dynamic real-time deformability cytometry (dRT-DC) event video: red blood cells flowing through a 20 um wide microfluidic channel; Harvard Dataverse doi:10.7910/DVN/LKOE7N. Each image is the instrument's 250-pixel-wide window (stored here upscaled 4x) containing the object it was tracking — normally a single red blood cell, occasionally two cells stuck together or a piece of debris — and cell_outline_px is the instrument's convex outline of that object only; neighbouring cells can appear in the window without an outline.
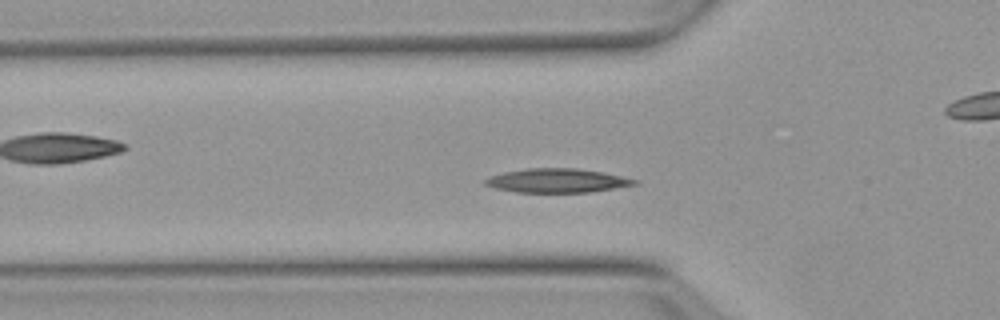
{"species": "Egyptian fruit bat (a non-hibernating species)", "species_latin": "Rousettus aegyptiacus", "temperature_condition": "warm", "stored_images_in_passage": 43, "camera_frame_rate_fps": 3000, "um_per_image_px": 0.085, "animal": {"sex": "female"}, "frame": {"image": 1, "passage_image": 12, "time_ms": 3.667, "image_size_px": [1000, 320], "cell_outline_px": [[640, 180], [636, 184], [592, 192], [516, 192], [496, 188], [484, 184], [484, 180], [492, 176], [504, 172], [528, 168], [576, 168], [604, 172]], "centroid_in_image_um": [47.39, 15.35], "position_along_channel_um": 78.4, "area_um2": 20.75}}
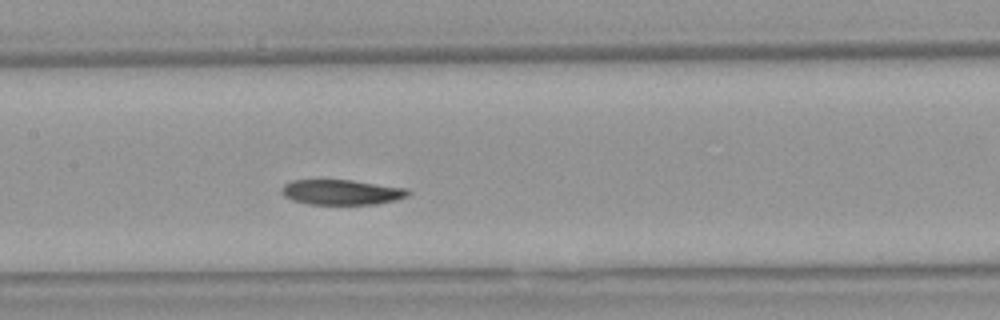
{"frame": {"image": 2, "passage_image": 20, "time_ms": 6.333, "image_size_px": [1000, 320], "cell_outline_px": [[412, 192], [408, 196], [396, 200], [376, 204], [308, 204], [292, 200], [284, 196], [280, 192], [280, 188], [284, 184], [292, 180], [352, 180], [408, 188]], "centroid_in_image_um": [29.04, 16.33], "position_along_channel_um": 178.4, "area_um2": 18.73}}
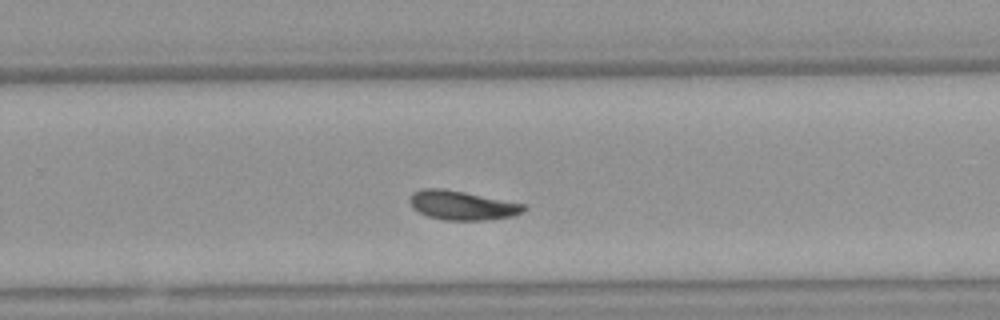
{"frame": {"image": 3, "passage_image": 29, "time_ms": 9.333, "image_size_px": [1000, 320], "cell_outline_px": [[528, 208], [524, 212], [516, 216], [484, 220], [444, 220], [428, 216], [412, 208], [408, 200], [412, 192], [424, 188], [444, 188], [524, 204]], "centroid_in_image_um": [39.28, 17.45], "position_along_channel_um": 290.5, "area_um2": 19.48}, "authors_computed_cell_mechanics": {"area_um2": 19.4208, "velocity_mm_per_s": 3.7449, "shape_relaxation_time_tau1_ms": 7.3391, "shape_relaxation_time_tau2_ms": 10.9255, "deformation_change_tau1": 0.1729, "deformation_change_tau2": 0.1497}}